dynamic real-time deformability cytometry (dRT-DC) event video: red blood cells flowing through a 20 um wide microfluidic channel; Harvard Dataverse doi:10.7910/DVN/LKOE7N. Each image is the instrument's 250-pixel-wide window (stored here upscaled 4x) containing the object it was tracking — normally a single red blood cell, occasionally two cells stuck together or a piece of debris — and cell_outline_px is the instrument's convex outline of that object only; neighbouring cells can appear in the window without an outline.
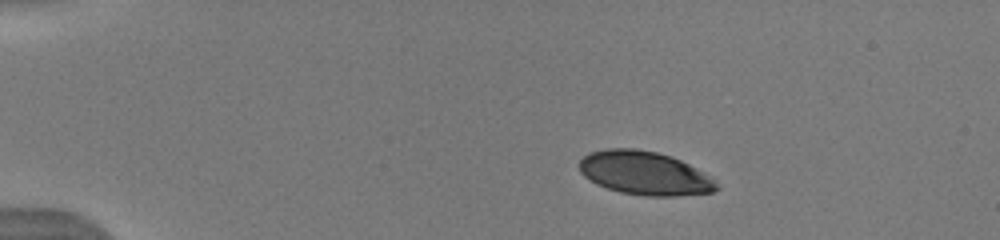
{"species": "human", "species_latin": "Homo sapiens", "temperature_condition": "warm", "stored_images_in_passage": 43, "camera_frame_rate_fps": 3000, "um_per_image_px": 0.085, "donor": {"sex": "male"}, "frame": {"image": 1, "passage_image": 1, "time_ms": 0.0, "image_size_px": [1000, 240], "cell_outline_px": [[720, 188], [712, 192], [676, 196], [644, 196], [620, 192], [596, 184], [584, 176], [580, 172], [580, 160], [588, 152], [604, 148], [636, 148], [656, 152], [672, 156], [696, 168], [708, 176]], "centroid_in_image_um": [54.75, 14.71], "position_along_channel_um": 30.3, "area_um2": 34.8}}
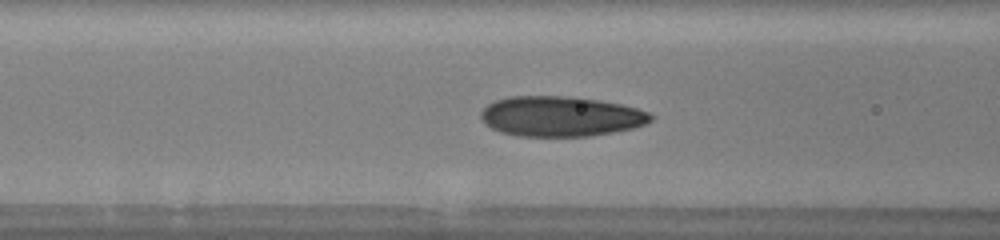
{"frame": {"image": 2, "passage_image": 14, "time_ms": 4.333, "image_size_px": [1000, 240], "cell_outline_px": [[652, 120], [644, 124], [632, 128], [612, 132], [588, 136], [516, 136], [500, 132], [484, 124], [480, 116], [480, 112], [488, 104], [496, 100], [508, 96], [568, 96], [600, 100], [620, 104], [636, 108], [648, 112], [652, 116]], "centroid_in_image_um": [47.61, 9.89], "position_along_channel_um": 119.0, "area_um2": 39.77}}
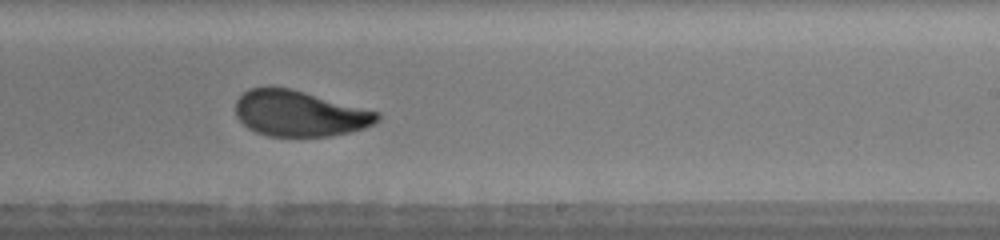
{"frame": {"image": 3, "passage_image": 25, "time_ms": 8.0, "image_size_px": [1000, 240], "cell_outline_px": [[380, 120], [364, 128], [332, 136], [268, 136], [256, 132], [248, 128], [236, 116], [236, 100], [248, 88], [272, 84], [292, 88], [380, 112]], "centroid_in_image_um": [25.43, 9.61], "position_along_channel_um": 263.6, "area_um2": 38.38}, "authors_computed_cell_mechanics": {"area_um2": 37.9746, "velocity_mm_per_s": 3.9485, "shape_relaxation_time_tau1_ms": 4.3419, "shape_relaxation_time_tau2_ms": 0.6969, "deformation_change_tau1": 0.1651, "deformation_change_tau2": 0.0533}}